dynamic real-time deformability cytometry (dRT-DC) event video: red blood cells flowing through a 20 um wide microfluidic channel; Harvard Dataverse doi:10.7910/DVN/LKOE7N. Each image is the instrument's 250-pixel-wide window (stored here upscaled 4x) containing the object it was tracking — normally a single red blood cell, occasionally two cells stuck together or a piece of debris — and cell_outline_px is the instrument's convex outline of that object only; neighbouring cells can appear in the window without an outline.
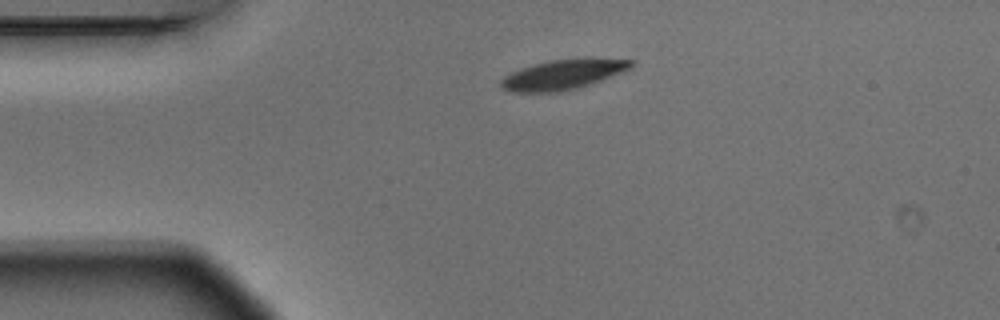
{"species": "Egyptian fruit bat (a non-hibernating species)", "species_latin": "Rousettus aegyptiacus", "temperature_condition": "warm", "stored_images_in_passage": 5, "camera_frame_rate_fps": 3000, "um_per_image_px": 0.085, "animal": {"sex": "male"}, "frame": {"image": 1, "passage_image": 5, "time_ms": 1.333, "image_size_px": [1000, 320], "cell_outline_px": [[636, 64], [632, 68], [600, 80], [576, 88], [556, 92], [516, 92], [504, 88], [500, 84], [500, 80], [504, 76], [520, 68], [552, 60], [584, 56], [592, 56], [632, 60]], "centroid_in_image_um": [47.93, 6.29], "position_along_channel_um": 37.1, "area_um2": 22.89}}